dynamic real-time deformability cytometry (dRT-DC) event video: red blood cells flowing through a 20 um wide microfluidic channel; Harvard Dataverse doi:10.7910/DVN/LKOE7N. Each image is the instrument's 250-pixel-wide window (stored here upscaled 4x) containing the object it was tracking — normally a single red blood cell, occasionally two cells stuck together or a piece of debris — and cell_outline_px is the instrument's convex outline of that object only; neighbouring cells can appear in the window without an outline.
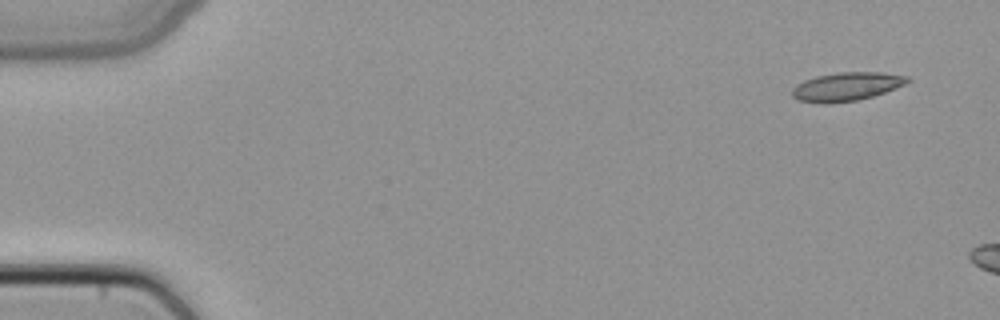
{"species": "common noctule bat (a hibernating species)", "species_latin": "Nyctalus noctula", "temperature_condition": "cold", "stored_images_in_passage": 3, "camera_frame_rate_fps": 3000, "um_per_image_px": 0.085, "animal": {"sex": "female", "body_mass_g": 22.7, "forearm_length_mm": 54.2}, "frame": {"image": 1, "passage_image": 1, "time_ms": 0.0, "image_size_px": [1000, 320], "cell_outline_px": [[912, 80], [908, 84], [872, 96], [856, 100], [824, 104], [820, 104], [796, 100], [792, 96], [792, 88], [796, 84], [804, 80], [816, 76], [840, 72], [884, 72], [908, 76]], "centroid_in_image_um": [71.96, 7.36], "position_along_channel_um": 13.0, "area_um2": 19.42}}